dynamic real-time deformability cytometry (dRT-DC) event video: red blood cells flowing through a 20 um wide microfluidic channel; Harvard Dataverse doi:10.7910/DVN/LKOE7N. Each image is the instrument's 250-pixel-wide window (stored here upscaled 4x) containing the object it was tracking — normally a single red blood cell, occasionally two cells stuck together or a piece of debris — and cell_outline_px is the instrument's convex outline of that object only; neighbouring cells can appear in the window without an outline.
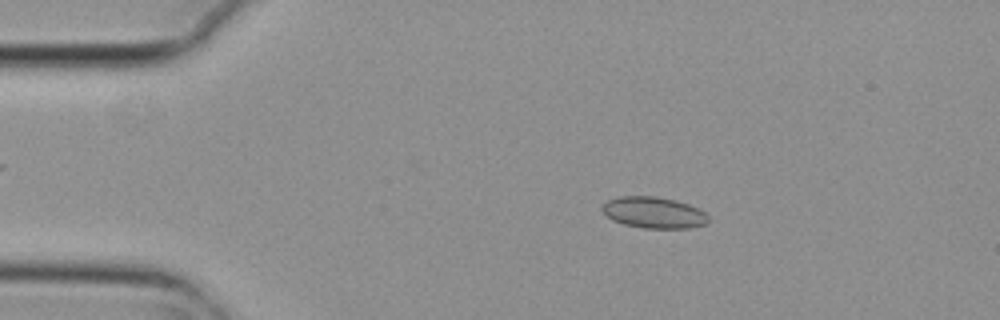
{"species": "common noctule bat (a hibernating species)", "species_latin": "Nyctalus noctula", "temperature_condition": "cold", "stored_images_in_passage": 5, "camera_frame_rate_fps": 3000, "um_per_image_px": 0.085, "animal": {"sex": "female", "body_mass_g": 29.2, "forearm_length_mm": 56.3}, "frame": {"image": 1, "passage_image": 2, "time_ms": 0.333, "image_size_px": [1000, 320], "cell_outline_px": [[708, 220], [704, 224], [688, 228], [644, 228], [624, 224], [612, 220], [600, 208], [608, 200], [620, 196], [656, 196], [676, 200], [688, 204], [704, 212], [708, 216]], "centroid_in_image_um": [55.55, 18.06], "position_along_channel_um": 29.5, "area_um2": 19.19}}
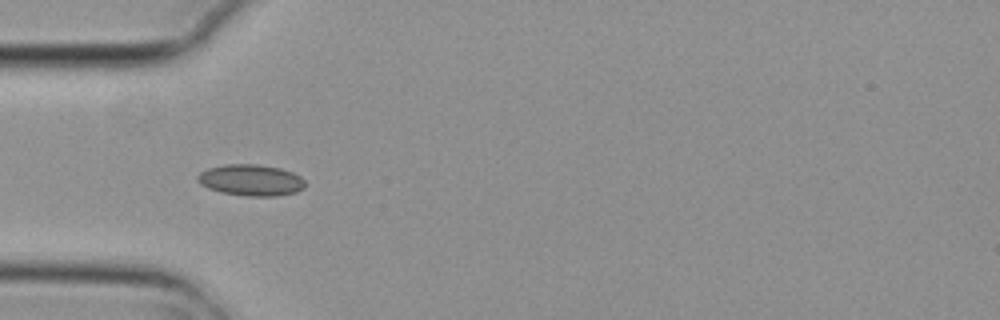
{"frame": {"image": 2, "passage_image": 4, "time_ms": 1.0, "image_size_px": [1000, 320], "cell_outline_px": [[304, 188], [296, 192], [276, 196], [248, 196], [220, 192], [208, 188], [200, 184], [196, 180], [196, 176], [200, 172], [208, 168], [224, 164], [260, 164], [280, 168], [292, 172], [300, 176], [304, 180]], "centroid_in_image_um": [21.3, 15.3], "position_along_channel_um": 63.7, "area_um2": 19.77}}
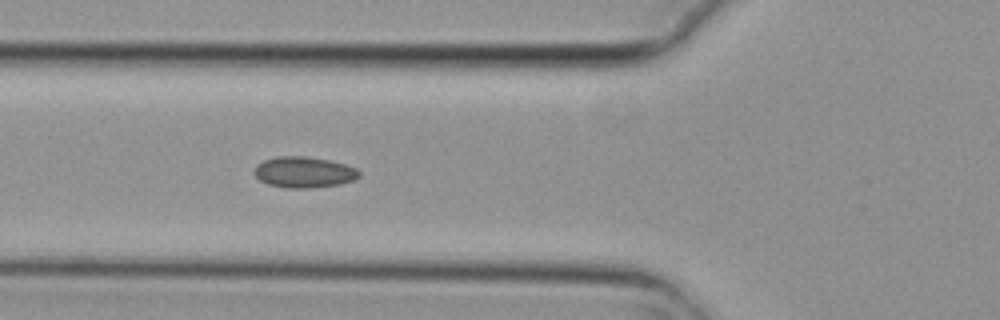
{"frame": {"image": 3, "passage_image": 5, "time_ms": 1.333, "image_size_px": [1000, 320], "cell_outline_px": [[360, 176], [352, 180], [340, 184], [308, 188], [288, 188], [268, 184], [260, 180], [252, 172], [256, 164], [264, 160], [276, 156], [304, 156], [328, 160], [344, 164], [356, 168], [360, 172]], "centroid_in_image_um": [25.8, 14.63], "position_along_channel_um": 100.0, "area_um2": 18.9}}